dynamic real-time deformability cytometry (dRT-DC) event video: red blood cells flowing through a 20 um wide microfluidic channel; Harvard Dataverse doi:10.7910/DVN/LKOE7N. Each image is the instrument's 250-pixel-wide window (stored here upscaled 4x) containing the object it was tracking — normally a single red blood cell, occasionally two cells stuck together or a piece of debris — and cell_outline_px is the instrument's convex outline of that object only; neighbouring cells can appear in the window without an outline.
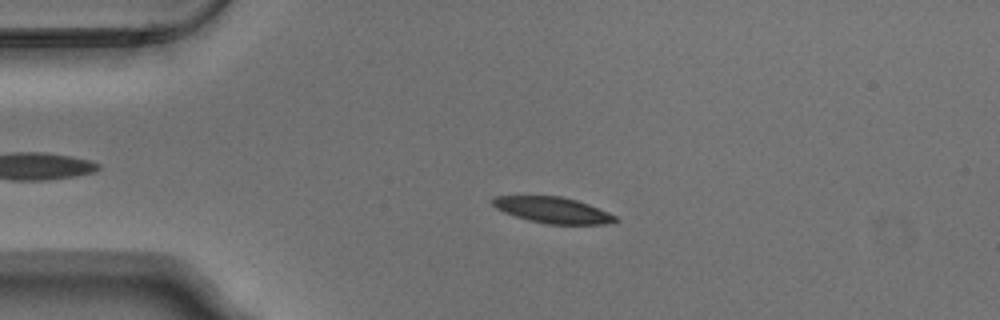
{"species": "Egyptian fruit bat (a non-hibernating species)", "species_latin": "Rousettus aegyptiacus", "temperature_condition": "warm", "stored_images_in_passage": 41, "camera_frame_rate_fps": 3000, "um_per_image_px": 0.085, "animal": {"sex": "male"}, "frame": {"image": 1, "passage_image": 8, "time_ms": 2.333, "image_size_px": [1000, 320], "cell_outline_px": [[620, 220], [604, 224], [548, 224], [528, 220], [504, 212], [496, 208], [492, 204], [492, 200], [496, 196], [560, 196], [576, 200], [588, 204], [608, 212], [616, 216]], "centroid_in_image_um": [46.99, 17.86], "position_along_channel_um": 38.0, "area_um2": 18.44}}
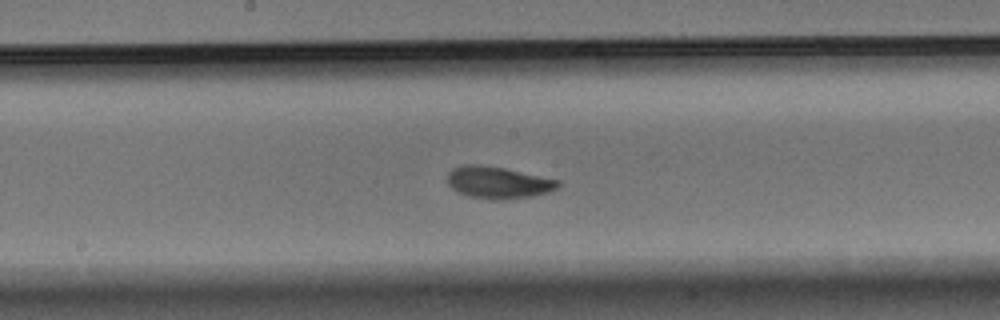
{"frame": {"image": 2, "passage_image": 24, "time_ms": 7.667, "image_size_px": [1000, 320], "cell_outline_px": [[560, 184], [556, 188], [548, 192], [532, 196], [492, 200], [468, 196], [452, 188], [448, 184], [448, 172], [452, 168], [464, 164], [480, 164], [504, 168], [560, 180]], "centroid_in_image_um": [42.32, 15.5], "position_along_channel_um": 205.9, "area_um2": 20.46}}
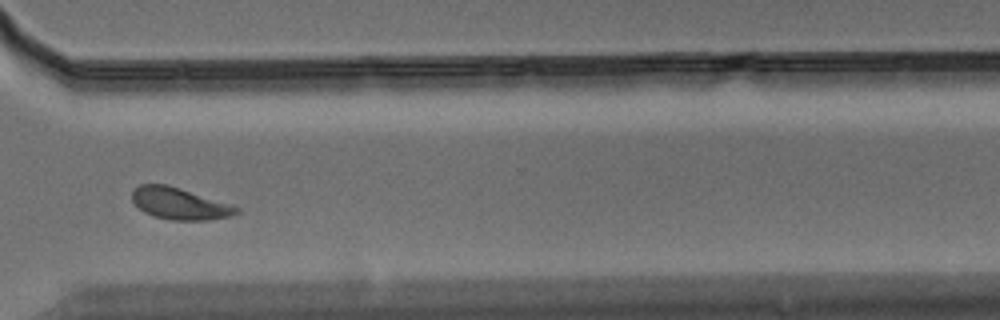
{"frame": {"image": 3, "passage_image": 36, "time_ms": 11.667, "image_size_px": [1000, 320], "cell_outline_px": [[240, 212], [232, 216], [208, 220], [168, 220], [152, 216], [144, 212], [132, 200], [132, 192], [140, 184], [164, 184], [180, 188], [232, 204], [240, 208]], "centroid_in_image_um": [15.3, 17.32], "position_along_channel_um": 355.3, "area_um2": 19.36}, "authors_computed_cell_mechanics": {"area_um2": 19.5364, "velocity_mm_per_s": 3.7376, "shape_relaxation_time_tau1_ms": 3.0935, "shape_relaxation_time_tau2_ms": 2.794, "deformation_change_tau1": 0.1349, "deformation_change_tau2": 0.0845}}